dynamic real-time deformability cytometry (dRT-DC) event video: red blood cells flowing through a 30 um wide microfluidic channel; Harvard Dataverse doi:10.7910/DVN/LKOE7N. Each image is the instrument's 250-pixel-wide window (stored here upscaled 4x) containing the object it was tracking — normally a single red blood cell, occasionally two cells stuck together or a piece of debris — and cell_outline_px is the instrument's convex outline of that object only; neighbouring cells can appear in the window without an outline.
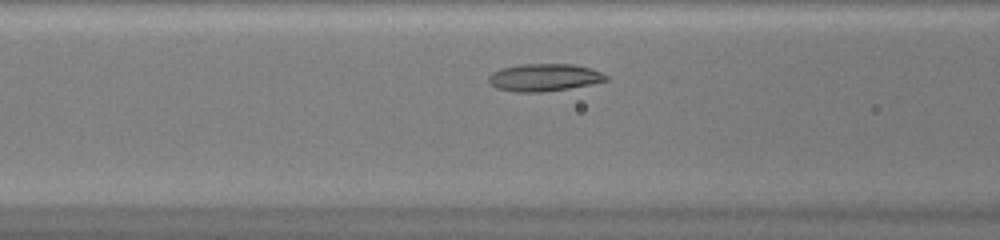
{"species": "common noctule bat (a hibernating species)", "species_latin": "Nyctalus noctula", "temperature_condition": "warm", "stored_images_in_passage": 28, "camera_frame_rate_fps": 3000, "um_per_image_px": 0.085, "animal": {"sex": "female", "body_mass_g": 20.0, "forearm_length_mm": 54.0}, "frame": {"image": 1, "passage_image": 7, "time_ms": 2.0, "image_size_px": [1000, 240], "cell_outline_px": [[608, 80], [592, 84], [544, 92], [512, 92], [496, 88], [488, 80], [488, 76], [492, 72], [500, 68], [520, 64], [572, 64], [592, 68], [608, 76]], "centroid_in_image_um": [46.24, 6.58], "position_along_channel_um": 120.4, "area_um2": 18.9}}
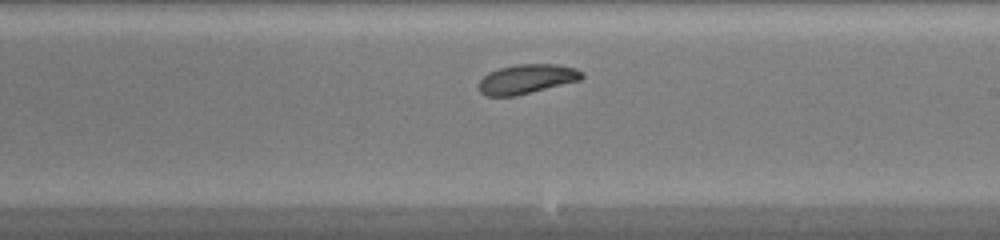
{"frame": {"image": 2, "passage_image": 16, "time_ms": 5.0, "image_size_px": [1000, 240], "cell_outline_px": [[584, 76], [580, 80], [512, 96], [484, 96], [480, 92], [476, 84], [488, 72], [500, 68], [516, 64], [556, 64], [576, 68], [584, 72]], "centroid_in_image_um": [44.74, 6.7], "position_along_channel_um": 244.3, "area_um2": 17.63}}
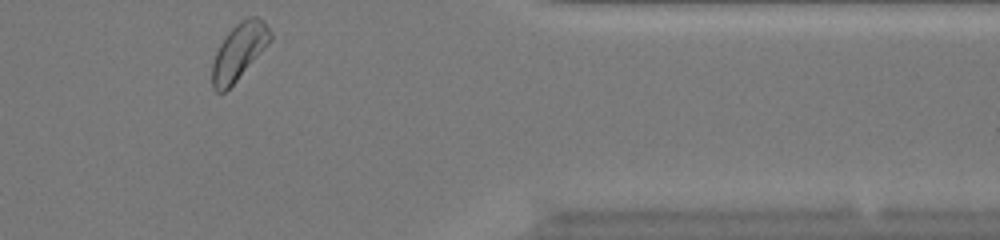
{"frame": {"image": 3, "passage_image": 28, "time_ms": 9.0, "image_size_px": [1000, 240], "cell_outline_px": [[272, 40], [236, 80], [224, 92], [216, 92], [212, 88], [212, 64], [216, 52], [220, 44], [228, 32], [240, 20], [248, 16], [256, 16], [264, 20], [272, 32]], "centroid_in_image_um": [20.33, 4.34], "position_along_channel_um": 391.1, "area_um2": 18.96}, "authors_computed_cell_mechanics": {"area_um2": 18.0047, "velocity_mm_per_s": 4.1484, "shape_relaxation_time_tau1_ms": 1.8128, "shape_relaxation_time_tau2_ms": null, "deformation_change_tau1": 0.0938, "deformation_change_tau2": null}}